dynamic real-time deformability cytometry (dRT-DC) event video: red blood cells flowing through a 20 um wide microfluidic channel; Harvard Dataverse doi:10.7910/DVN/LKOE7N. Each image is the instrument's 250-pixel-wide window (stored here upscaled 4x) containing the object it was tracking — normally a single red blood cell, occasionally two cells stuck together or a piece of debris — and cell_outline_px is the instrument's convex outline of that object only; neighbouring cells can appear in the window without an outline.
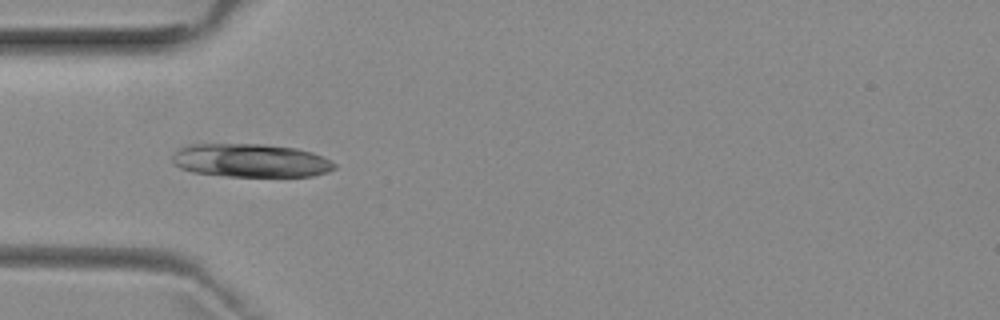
{"species": "common noctule bat (a hibernating species)", "species_latin": "Nyctalus noctula", "temperature_condition": "room temperature", "stored_images_in_passage": 6, "camera_frame_rate_fps": 3000, "um_per_image_px": 0.085, "animal": {"sex": "female", "body_mass_g": 29.2, "forearm_length_mm": 56.3}, "frame": {"image": 1, "passage_image": 4, "time_ms": 3.333, "image_size_px": [1000, 320], "cell_outline_px": [[336, 168], [328, 172], [312, 176], [228, 176], [192, 172], [180, 168], [172, 164], [172, 156], [180, 148], [188, 144], [260, 144], [296, 148], [312, 152], [336, 164]], "centroid_in_image_um": [21.28, 13.64], "position_along_channel_um": 63.7, "area_um2": 31.5}}
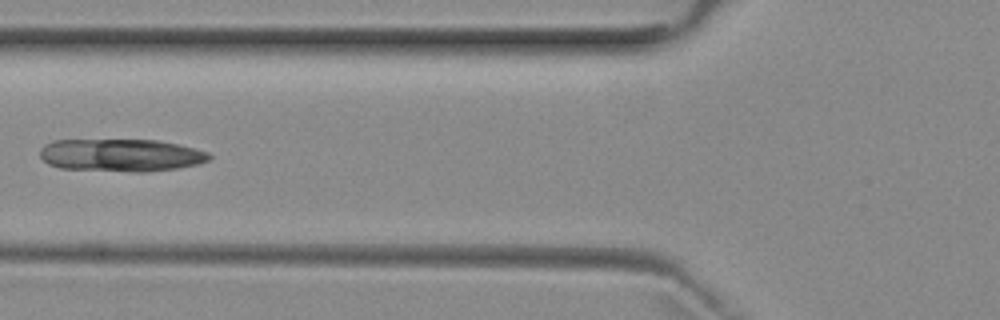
{"frame": {"image": 2, "passage_image": 5, "time_ms": 4.667, "image_size_px": [1000, 320], "cell_outline_px": [[212, 156], [208, 160], [196, 164], [176, 168], [144, 172], [132, 172], [60, 168], [48, 164], [40, 156], [40, 148], [44, 144], [52, 140], [156, 140], [176, 144], [208, 152]], "centroid_in_image_um": [10.23, 13.19], "position_along_channel_um": 115.6, "area_um2": 32.08}}
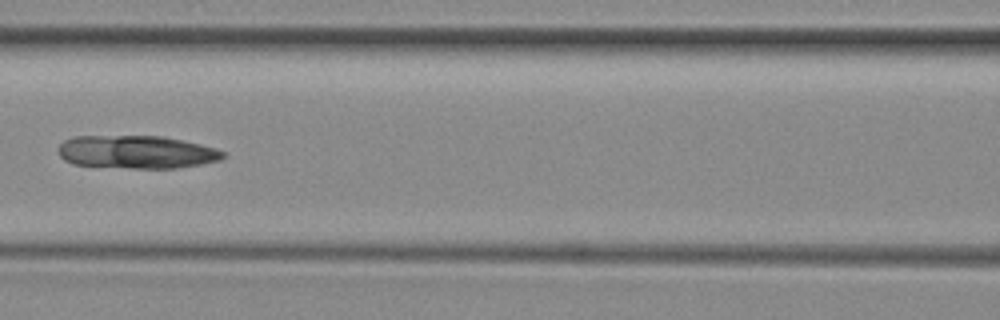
{"frame": {"image": 3, "passage_image": 6, "time_ms": 5.667, "image_size_px": [1000, 320], "cell_outline_px": [[224, 156], [220, 160], [200, 164], [176, 168], [132, 168], [72, 164], [64, 160], [60, 156], [60, 144], [64, 140], [72, 136], [160, 136], [200, 144], [224, 152]], "centroid_in_image_um": [11.57, 12.92], "position_along_channel_um": 155.0, "area_um2": 31.39}}